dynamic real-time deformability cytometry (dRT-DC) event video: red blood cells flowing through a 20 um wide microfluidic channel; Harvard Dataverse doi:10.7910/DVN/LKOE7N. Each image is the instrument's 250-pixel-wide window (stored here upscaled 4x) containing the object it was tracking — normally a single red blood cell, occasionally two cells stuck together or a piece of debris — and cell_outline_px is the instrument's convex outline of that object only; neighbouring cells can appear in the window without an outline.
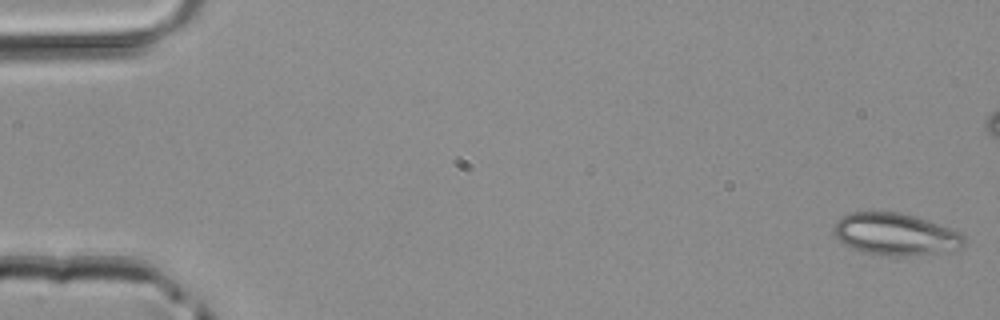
{"species": "common noctule bat (a hibernating species)", "species_latin": "Nyctalus noctula", "temperature_condition": "room temperature", "stored_images_in_passage": 5, "camera_frame_rate_fps": 3000, "um_per_image_px": 0.085, "animal": {"sex": "male", "body_mass_g": 20.4}, "frame": {"image": 1, "passage_image": 1, "time_ms": 0.0, "image_size_px": [1000, 320], "cell_outline_px": [[964, 244], [960, 248], [936, 252], [908, 256], [880, 256], [860, 252], [844, 244], [836, 236], [832, 228], [836, 220], [852, 212], [900, 212], [916, 216], [960, 232], [964, 236]], "centroid_in_image_um": [76.07, 19.91], "position_along_channel_um": 8.9, "area_um2": 31.91}}